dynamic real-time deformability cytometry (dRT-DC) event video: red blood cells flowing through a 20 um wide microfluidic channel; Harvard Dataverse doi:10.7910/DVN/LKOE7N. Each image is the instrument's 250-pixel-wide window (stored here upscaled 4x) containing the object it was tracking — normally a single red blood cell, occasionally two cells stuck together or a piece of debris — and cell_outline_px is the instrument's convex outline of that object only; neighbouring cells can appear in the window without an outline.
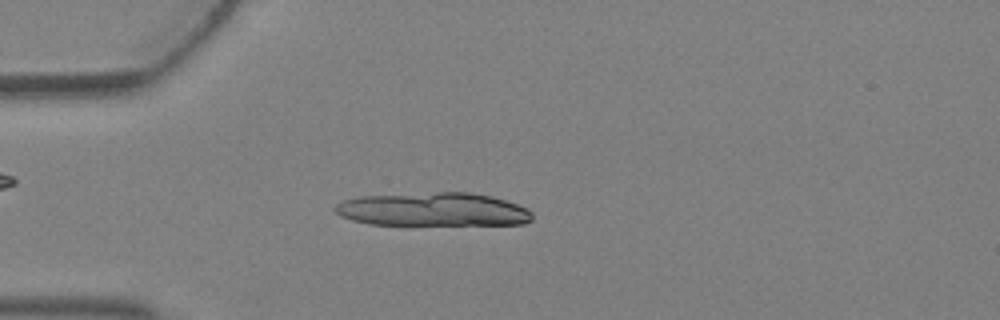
{"species": "Egyptian fruit bat (a non-hibernating species)", "species_latin": "Rousettus aegyptiacus", "temperature_condition": "warm", "stored_images_in_passage": 5, "segment_of_instrument_passage": [2, 2], "camera_frame_rate_fps": 3000, "um_per_image_px": 0.085, "animal": {"sex": "female"}, "frame": {"image": 1, "passage_image": 5, "time_ms": 1.333, "image_size_px": [1000, 320], "cell_outline_px": [[532, 220], [524, 224], [368, 224], [352, 220], [340, 216], [332, 208], [340, 200], [360, 196], [436, 192], [468, 192], [492, 196], [528, 208], [532, 212]], "centroid_in_image_um": [36.78, 17.79], "position_along_channel_um": 48.2, "area_um2": 38.55}}